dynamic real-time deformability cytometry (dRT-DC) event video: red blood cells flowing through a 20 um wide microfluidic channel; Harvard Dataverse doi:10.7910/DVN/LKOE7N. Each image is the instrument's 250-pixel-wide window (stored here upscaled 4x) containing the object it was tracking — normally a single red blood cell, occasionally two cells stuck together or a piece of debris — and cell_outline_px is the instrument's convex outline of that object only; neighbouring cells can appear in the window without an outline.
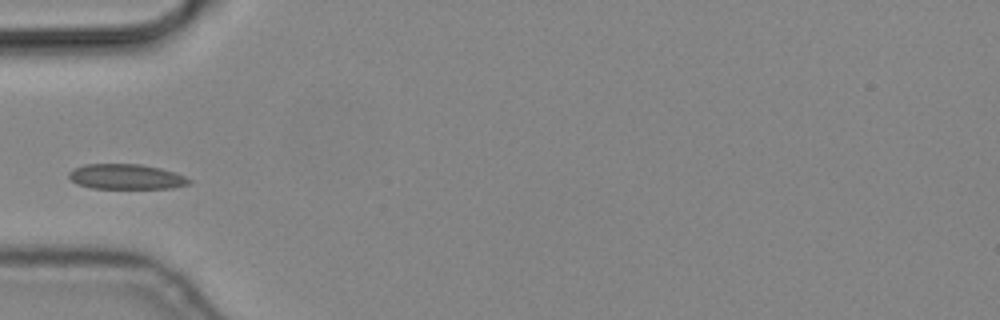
{"species": "common noctule bat (a hibernating species)", "species_latin": "Nyctalus noctula", "temperature_condition": "cold", "stored_images_in_passage": 3, "camera_frame_rate_fps": 3000, "um_per_image_px": 0.085, "animal": {"sex": "male", "body_mass_g": 19.2, "forearm_length_mm": 51.8}, "frame": {"image": 1, "passage_image": 1, "time_ms": 0.0, "image_size_px": [1000, 320], "cell_outline_px": [[192, 184], [172, 188], [92, 188], [76, 184], [68, 176], [68, 172], [72, 168], [84, 164], [140, 164], [160, 168], [184, 176], [192, 180]], "centroid_in_image_um": [10.7, 15.02], "position_along_channel_um": 74.3, "area_um2": 17.69}}